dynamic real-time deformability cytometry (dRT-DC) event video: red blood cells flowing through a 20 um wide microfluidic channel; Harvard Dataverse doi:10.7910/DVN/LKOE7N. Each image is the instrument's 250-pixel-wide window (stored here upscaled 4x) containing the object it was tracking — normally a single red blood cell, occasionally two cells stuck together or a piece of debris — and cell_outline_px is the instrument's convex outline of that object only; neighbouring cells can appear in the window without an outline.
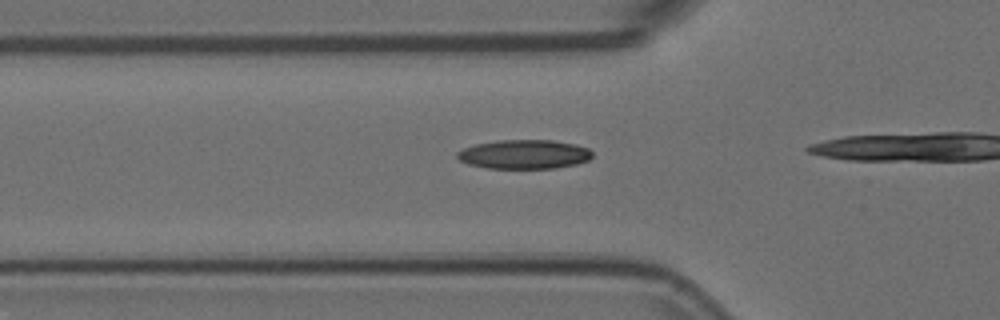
{"species": "Egyptian fruit bat (a non-hibernating species)", "species_latin": "Rousettus aegyptiacus", "temperature_condition": "room temperature", "stored_images_in_passage": 8, "camera_frame_rate_fps": 3000, "um_per_image_px": 0.085, "animal": {"sex": "female"}, "frame": {"image": 1, "passage_image": 3, "time_ms": 0.667, "image_size_px": [1000, 320], "cell_outline_px": [[592, 156], [588, 160], [576, 164], [556, 168], [488, 168], [468, 164], [460, 160], [456, 156], [456, 152], [464, 148], [476, 144], [500, 140], [552, 140], [576, 144], [588, 148], [592, 152]], "centroid_in_image_um": [44.56, 13.11], "position_along_channel_um": 81.2, "area_um2": 22.89}}
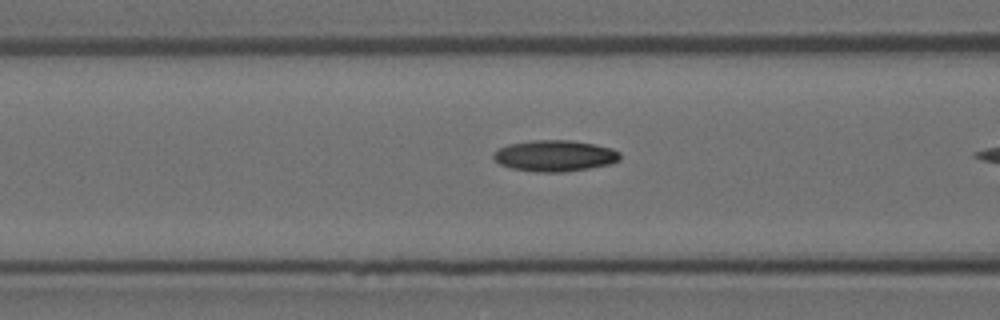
{"frame": {"image": 2, "passage_image": 6, "time_ms": 1.667, "image_size_px": [1000, 320], "cell_outline_px": [[620, 160], [612, 164], [564, 172], [536, 172], [512, 168], [500, 164], [492, 156], [492, 152], [508, 144], [532, 140], [568, 140], [592, 144], [612, 148], [620, 152]], "centroid_in_image_um": [47.16, 13.24], "position_along_channel_um": 119.4, "area_um2": 23.0}}